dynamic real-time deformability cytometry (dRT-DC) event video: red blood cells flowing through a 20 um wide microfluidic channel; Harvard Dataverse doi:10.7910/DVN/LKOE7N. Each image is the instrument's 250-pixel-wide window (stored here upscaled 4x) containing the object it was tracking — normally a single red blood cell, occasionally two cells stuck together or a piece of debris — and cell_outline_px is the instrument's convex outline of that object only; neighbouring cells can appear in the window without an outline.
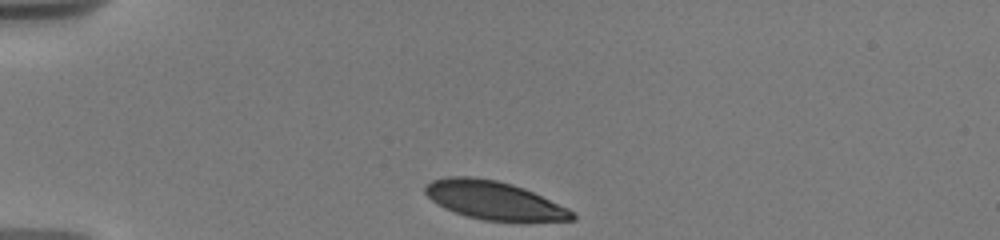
{"species": "human", "species_latin": "Homo sapiens", "temperature_condition": "warm", "stored_images_in_passage": 13, "camera_frame_rate_fps": 3000, "um_per_image_px": 0.085, "donor": {"sex": "male"}, "frame": {"image": 1, "passage_image": 1, "time_ms": 0.0, "image_size_px": [1000, 240], "cell_outline_px": [[576, 220], [524, 224], [484, 220], [468, 216], [444, 208], [432, 200], [424, 192], [424, 188], [432, 180], [448, 176], [472, 176], [496, 180], [512, 184], [524, 188], [568, 208], [576, 212]], "centroid_in_image_um": [42.1, 17.08], "position_along_channel_um": 42.9, "area_um2": 33.7}}
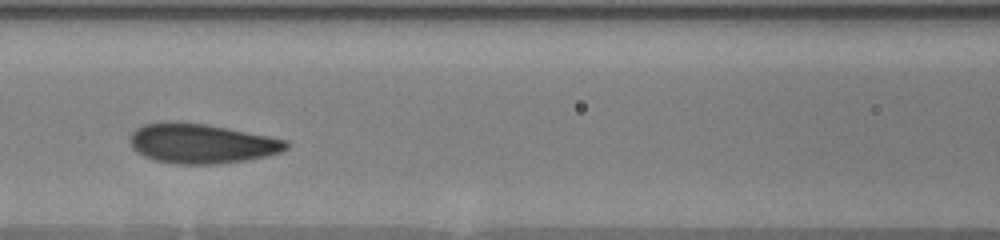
{"frame": {"image": 2, "passage_image": 8, "time_ms": 4.0, "image_size_px": [1000, 240], "cell_outline_px": [[288, 148], [280, 152], [268, 156], [244, 160], [216, 164], [176, 164], [156, 160], [144, 156], [132, 148], [128, 140], [132, 132], [136, 128], [144, 124], [164, 120], [176, 120], [208, 124], [288, 140]], "centroid_in_image_um": [17.09, 12.17], "position_along_channel_um": 149.5, "area_um2": 36.53}}
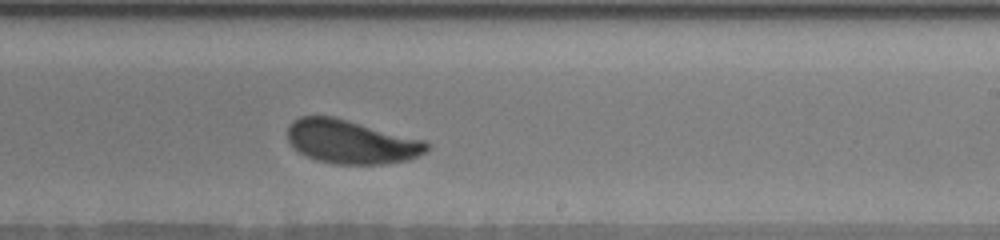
{"frame": {"image": 3, "passage_image": 13, "time_ms": 7.0, "image_size_px": [1000, 240], "cell_outline_px": [[428, 148], [424, 152], [408, 160], [380, 164], [336, 164], [316, 160], [300, 152], [288, 140], [288, 124], [292, 120], [300, 116], [332, 116], [424, 140], [428, 144]], "centroid_in_image_um": [29.81, 12.05], "position_along_channel_um": 259.2, "area_um2": 35.03}}